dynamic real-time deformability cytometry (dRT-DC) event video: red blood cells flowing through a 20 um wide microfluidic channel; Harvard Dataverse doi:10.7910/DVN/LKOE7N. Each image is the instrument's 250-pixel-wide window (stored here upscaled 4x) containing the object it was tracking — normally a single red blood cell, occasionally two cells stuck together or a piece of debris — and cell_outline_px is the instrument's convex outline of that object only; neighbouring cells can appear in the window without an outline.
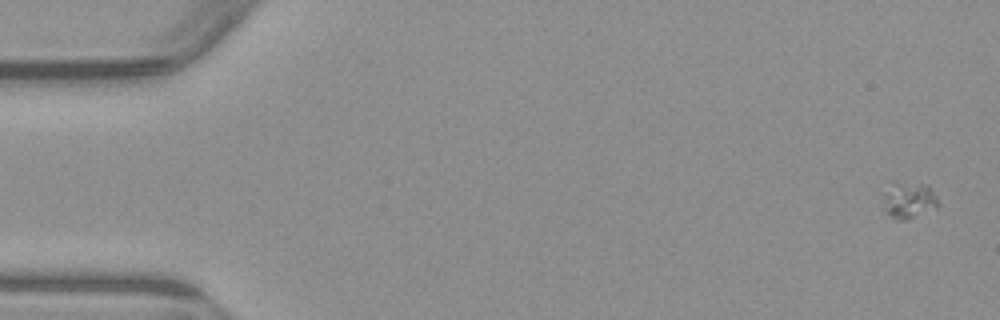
{"species": "common noctule bat (a hibernating species)", "species_latin": "Nyctalus noctula", "temperature_condition": "warm", "stored_images_in_passage": 5, "camera_frame_rate_fps": 3000, "um_per_image_px": 0.085, "animal": {"sex": "male", "body_mass_g": 23.1, "forearm_length_mm": 52.7}, "frame": {"image": 1, "passage_image": 1, "time_ms": 0.0, "image_size_px": [1000, 320], "cell_outline_px": [[940, 204], [936, 208], [904, 220], [896, 220], [888, 216], [884, 208], [880, 196], [888, 180], [892, 180], [928, 184], [936, 196]], "centroid_in_image_um": [77.15, 16.94], "position_along_channel_um": 7.9, "area_um2": 12.54}}
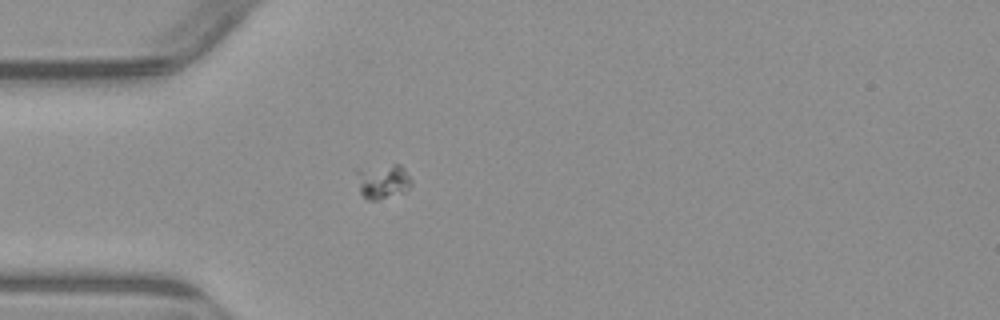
{"frame": {"image": 2, "passage_image": 5, "time_ms": 4.667, "image_size_px": [1000, 320], "cell_outline_px": [[412, 184], [404, 192], [376, 200], [368, 200], [360, 192], [352, 168], [392, 164], [400, 164], [404, 168], [412, 180]], "centroid_in_image_um": [32.47, 15.36], "position_along_channel_um": 52.5, "area_um2": 11.5}}